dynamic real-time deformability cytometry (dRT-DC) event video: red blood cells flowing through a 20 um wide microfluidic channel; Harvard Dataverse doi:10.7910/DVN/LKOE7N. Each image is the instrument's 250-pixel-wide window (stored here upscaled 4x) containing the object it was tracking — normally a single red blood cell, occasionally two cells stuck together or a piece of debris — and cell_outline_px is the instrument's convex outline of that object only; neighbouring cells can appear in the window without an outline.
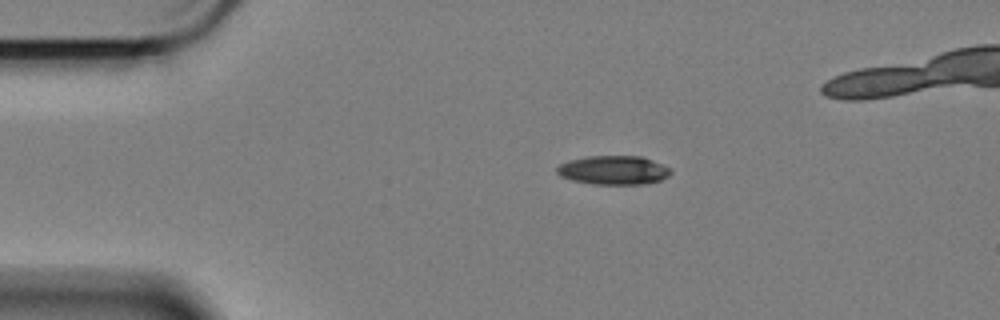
{"species": "Egyptian fruit bat (a non-hibernating species)", "species_latin": "Rousettus aegyptiacus", "temperature_condition": "cold", "stored_images_in_passage": 40, "camera_frame_rate_fps": 3000, "um_per_image_px": 0.085, "animal": {"sex": "female"}, "frame": {"image": 1, "passage_image": 1, "time_ms": 0.0, "image_size_px": [1000, 320], "cell_outline_px": [[672, 172], [668, 176], [660, 180], [644, 184], [592, 184], [572, 180], [560, 176], [556, 172], [556, 168], [560, 164], [568, 160], [588, 156], [640, 156], [652, 160], [668, 168]], "centroid_in_image_um": [52.11, 14.46], "position_along_channel_um": 32.9, "area_um2": 19.07}}
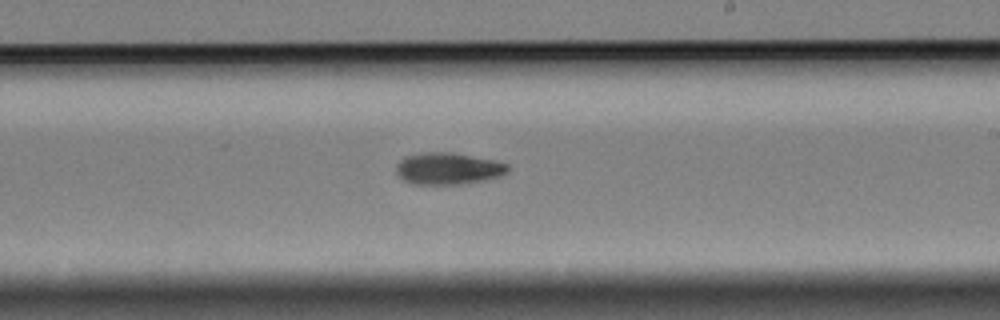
{"frame": {"image": 2, "passage_image": 24, "time_ms": 7.667, "image_size_px": [1000, 320], "cell_outline_px": [[508, 172], [504, 176], [484, 180], [460, 184], [412, 184], [404, 180], [396, 172], [396, 164], [404, 156], [420, 152], [452, 152], [492, 160], [508, 164]], "centroid_in_image_um": [38.07, 14.32], "position_along_channel_um": 250.9, "area_um2": 20.81}}
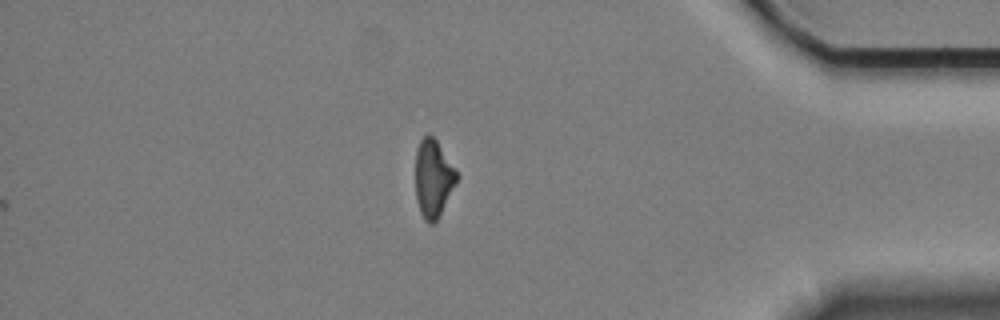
{"frame": {"image": 3, "passage_image": 40, "time_ms": 13.0, "image_size_px": [1000, 320], "cell_outline_px": [[460, 176], [440, 216], [432, 224], [428, 224], [424, 220], [420, 212], [416, 200], [416, 148], [420, 140], [428, 132], [436, 140]], "centroid_in_image_um": [36.83, 15.18], "position_along_channel_um": 398.4, "area_um2": 18.84}, "authors_computed_cell_mechanics": {"area_um2": 20.3167, "velocity_mm_per_s": 3.382, "shape_relaxation_time_tau1_ms": 10.4418, "shape_relaxation_time_tau2_ms": null, "deformation_change_tau1": 0.1824, "deformation_change_tau2": null}}